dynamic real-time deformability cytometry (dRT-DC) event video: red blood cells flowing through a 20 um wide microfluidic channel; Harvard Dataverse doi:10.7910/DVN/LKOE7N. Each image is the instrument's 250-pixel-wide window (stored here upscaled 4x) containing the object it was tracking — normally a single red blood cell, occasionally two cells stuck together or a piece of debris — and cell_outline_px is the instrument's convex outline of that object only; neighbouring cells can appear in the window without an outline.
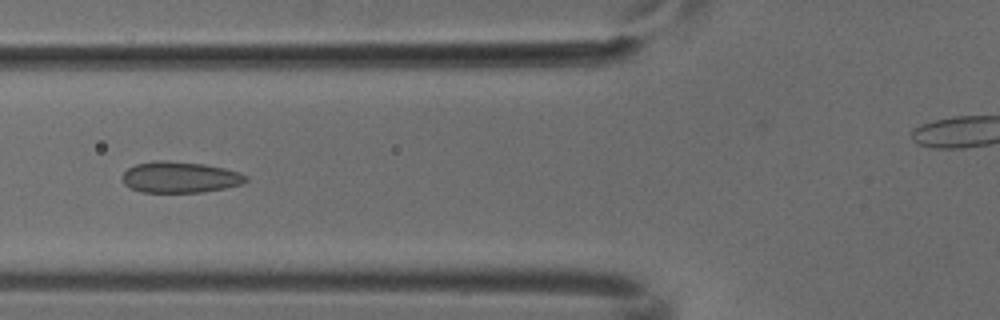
{"species": "common noctule bat (a hibernating species)", "species_latin": "Nyctalus noctula", "temperature_condition": "cold", "stored_images_in_passage": 6, "camera_frame_rate_fps": 3000, "um_per_image_px": 0.085, "animal": {"sex": "male", "body_mass_g": 18.8}, "frame": {"image": 1, "passage_image": 6, "time_ms": 1.667, "image_size_px": [1000, 320], "cell_outline_px": [[248, 180], [240, 184], [224, 188], [200, 192], [140, 192], [124, 184], [120, 176], [128, 168], [136, 164], [156, 160], [164, 160], [204, 164], [224, 168], [240, 172], [248, 176]], "centroid_in_image_um": [15.27, 15.06], "position_along_channel_um": 110.5, "area_um2": 22.43}}